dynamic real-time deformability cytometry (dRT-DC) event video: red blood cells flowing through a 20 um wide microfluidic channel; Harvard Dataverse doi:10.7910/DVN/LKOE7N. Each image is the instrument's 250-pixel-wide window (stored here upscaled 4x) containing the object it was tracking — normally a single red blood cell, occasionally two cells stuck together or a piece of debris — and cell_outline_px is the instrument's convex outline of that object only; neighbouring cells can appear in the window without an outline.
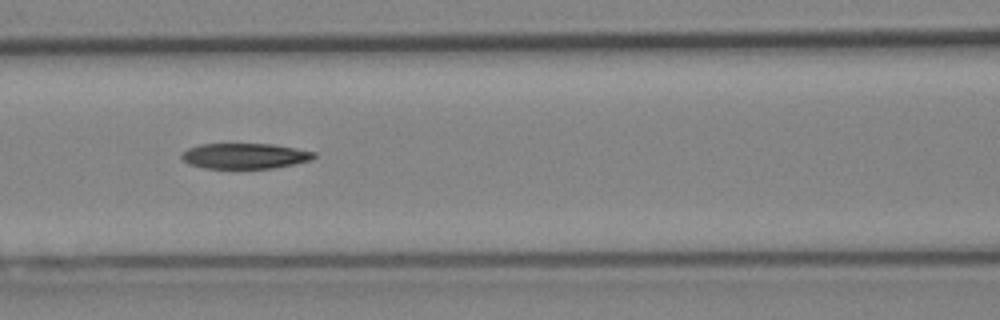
{"species": "Egyptian fruit bat (a non-hibernating species)", "species_latin": "Rousettus aegyptiacus", "temperature_condition": "cold", "stored_images_in_passage": 13, "camera_frame_rate_fps": 3000, "um_per_image_px": 0.085, "animal": {"sex": "female"}, "frame": {"image": 1, "passage_image": 8, "time_ms": 2.333, "image_size_px": [1000, 320], "cell_outline_px": [[316, 156], [312, 160], [272, 168], [204, 168], [188, 164], [180, 156], [188, 148], [200, 144], [272, 144], [296, 148], [316, 152]], "centroid_in_image_um": [20.82, 13.25], "position_along_channel_um": 145.8, "area_um2": 19.59}}
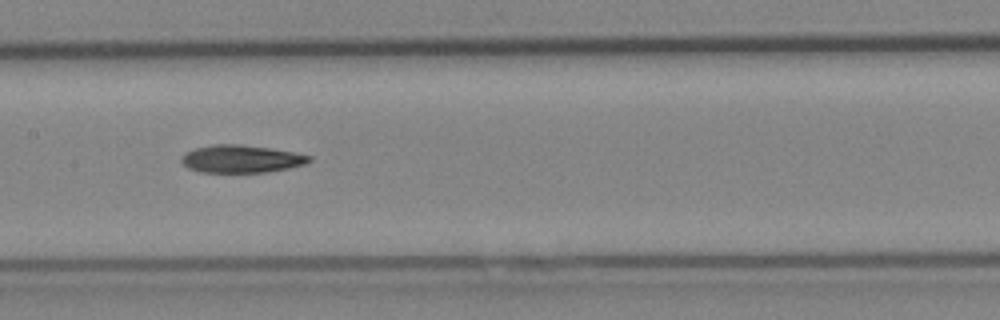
{"frame": {"image": 2, "passage_image": 11, "time_ms": 3.333, "image_size_px": [1000, 320], "cell_outline_px": [[312, 160], [304, 164], [288, 168], [268, 172], [200, 172], [188, 168], [180, 160], [180, 156], [184, 152], [196, 148], [212, 144], [240, 144], [268, 148], [292, 152], [312, 156]], "centroid_in_image_um": [20.46, 13.5], "position_along_channel_um": 186.9, "area_um2": 20.58}}